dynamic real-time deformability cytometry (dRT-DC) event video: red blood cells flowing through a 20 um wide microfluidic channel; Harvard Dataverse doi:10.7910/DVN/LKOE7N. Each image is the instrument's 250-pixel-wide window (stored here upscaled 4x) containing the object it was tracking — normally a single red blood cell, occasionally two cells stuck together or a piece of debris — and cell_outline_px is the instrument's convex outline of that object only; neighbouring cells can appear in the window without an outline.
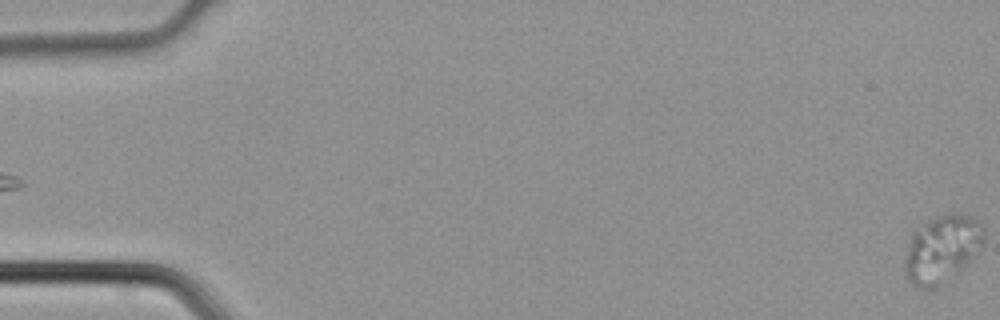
{"species": "common noctule bat (a hibernating species)", "species_latin": "Nyctalus noctula", "temperature_condition": "cold", "stored_images_in_passage": 3, "camera_frame_rate_fps": 3000, "um_per_image_px": 0.085, "animal": {"sex": "male", "body_mass_g": 21.5, "forearm_length_mm": 52.0}, "frame": {"image": 1, "passage_image": 3, "time_ms": 0.667, "image_size_px": [1000, 320], "cell_outline_px": [[984, 240], [972, 256], [940, 288], [932, 292], [928, 292], [916, 288], [908, 280], [904, 272], [904, 260], [912, 232], [936, 216], [948, 212], [960, 212], [972, 216], [984, 228]], "centroid_in_image_um": [80.01, 21.19], "position_along_channel_um": 5.0, "area_um2": 31.33}}